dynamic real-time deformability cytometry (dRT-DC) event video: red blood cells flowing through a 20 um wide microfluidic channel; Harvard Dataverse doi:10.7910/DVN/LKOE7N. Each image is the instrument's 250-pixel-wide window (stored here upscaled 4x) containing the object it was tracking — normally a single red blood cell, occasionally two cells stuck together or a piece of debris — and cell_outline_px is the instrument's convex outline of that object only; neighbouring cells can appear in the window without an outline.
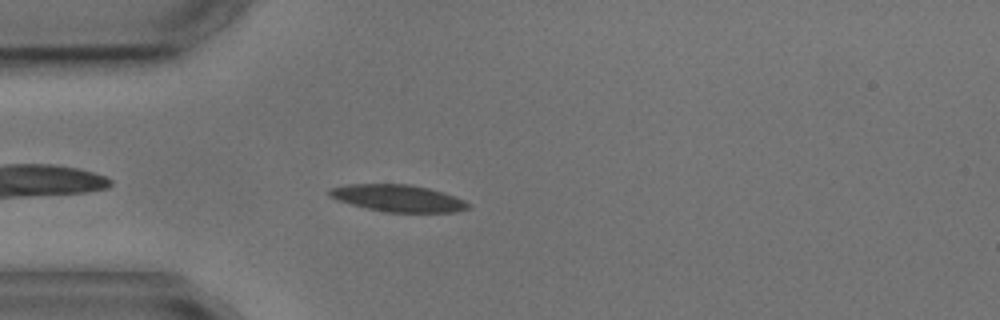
{"species": "common noctule bat (a hibernating species)", "species_latin": "Nyctalus noctula", "temperature_condition": "cold", "stored_images_in_passage": 4, "camera_frame_rate_fps": 3000, "um_per_image_px": 0.085, "animal": {"sex": "male", "body_mass_g": 17.9, "forearm_length_mm": 54.2}, "frame": {"image": 1, "passage_image": 4, "time_ms": 3.667, "image_size_px": [1000, 320], "cell_outline_px": [[472, 204], [468, 208], [456, 212], [384, 212], [352, 204], [328, 196], [328, 188], [348, 184], [408, 184], [428, 188], [444, 192], [464, 200]], "centroid_in_image_um": [33.84, 16.84], "position_along_channel_um": 51.2, "area_um2": 21.73}}